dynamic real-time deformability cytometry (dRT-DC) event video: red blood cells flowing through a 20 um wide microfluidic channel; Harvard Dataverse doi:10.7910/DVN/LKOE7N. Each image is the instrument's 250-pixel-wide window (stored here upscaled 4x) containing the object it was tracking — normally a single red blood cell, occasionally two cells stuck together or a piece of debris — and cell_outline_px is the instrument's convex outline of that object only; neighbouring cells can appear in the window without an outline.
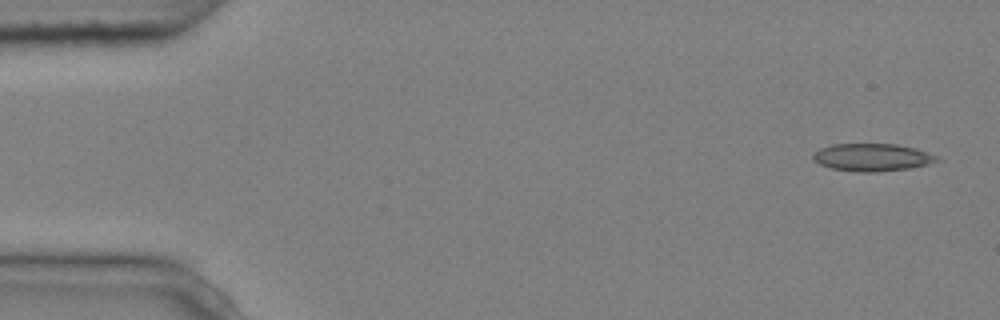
{"species": "common noctule bat (a hibernating species)", "species_latin": "Nyctalus noctula", "temperature_condition": "cold", "stored_images_in_passage": 10, "camera_frame_rate_fps": 3000, "um_per_image_px": 0.085, "animal": {"sex": "male", "body_mass_g": 20.4}, "frame": {"image": 1, "passage_image": 1, "time_ms": 0.0, "image_size_px": [1000, 320], "cell_outline_px": [[940, 160], [928, 164], [912, 168], [876, 172], [856, 172], [832, 168], [820, 164], [812, 160], [812, 156], [820, 148], [832, 144], [896, 144], [916, 148], [940, 156]], "centroid_in_image_um": [74.17, 13.37], "position_along_channel_um": 10.8, "area_um2": 20.06}}
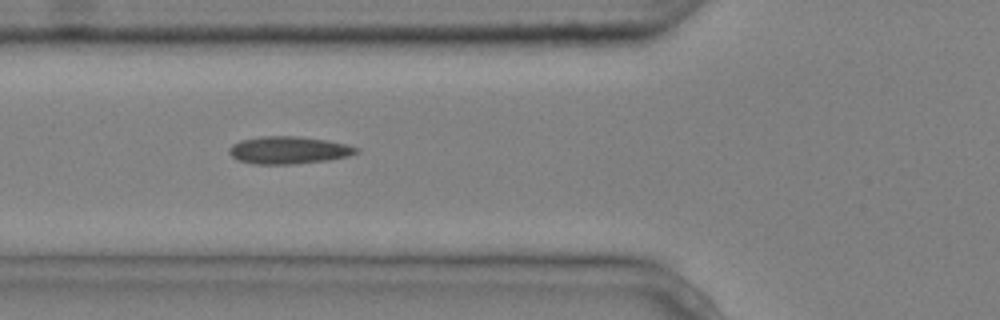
{"frame": {"image": 2, "passage_image": 5, "time_ms": 1.333, "image_size_px": [1000, 320], "cell_outline_px": [[360, 152], [348, 156], [328, 160], [292, 164], [252, 164], [236, 160], [228, 152], [228, 148], [232, 144], [240, 140], [260, 136], [300, 136], [328, 140], [348, 144], [360, 148]], "centroid_in_image_um": [24.54, 12.75], "position_along_channel_um": 101.3, "area_um2": 20.69}}
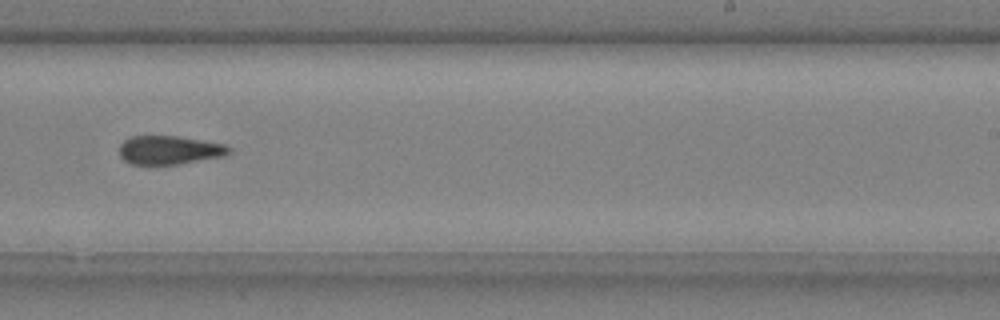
{"frame": {"image": 3, "passage_image": 9, "time_ms": 2.667, "image_size_px": [1000, 320], "cell_outline_px": [[232, 152], [224, 156], [180, 164], [132, 164], [124, 160], [120, 156], [120, 144], [124, 140], [132, 136], [176, 136], [224, 144], [232, 148]], "centroid_in_image_um": [14.42, 12.76], "position_along_channel_um": 274.6, "area_um2": 18.26}}